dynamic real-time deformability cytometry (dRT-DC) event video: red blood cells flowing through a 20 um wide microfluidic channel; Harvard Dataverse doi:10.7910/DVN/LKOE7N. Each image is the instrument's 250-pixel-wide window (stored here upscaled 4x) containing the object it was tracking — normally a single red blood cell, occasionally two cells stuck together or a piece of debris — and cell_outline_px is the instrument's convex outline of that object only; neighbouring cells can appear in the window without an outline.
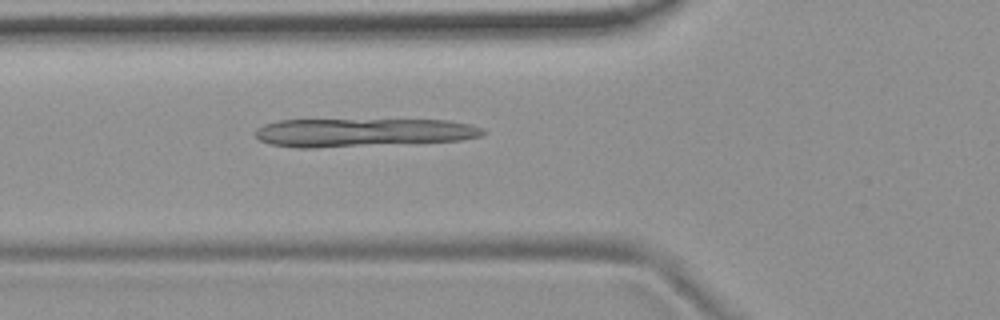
{"species": "common noctule bat (a hibernating species)", "species_latin": "Nyctalus noctula", "temperature_condition": "room temperature", "stored_images_in_passage": 6, "camera_frame_rate_fps": 3000, "um_per_image_px": 0.085, "animal": {"sex": "female", "body_mass_g": 19.9}, "frame": {"image": 1, "passage_image": 6, "time_ms": 1.667, "image_size_px": [1000, 320], "cell_outline_px": [[484, 136], [460, 140], [316, 148], [296, 148], [272, 144], [260, 140], [256, 136], [256, 128], [264, 124], [280, 120], [448, 120], [472, 124], [484, 128]], "centroid_in_image_um": [30.86, 11.26], "position_along_channel_um": 94.9, "area_um2": 37.63}}